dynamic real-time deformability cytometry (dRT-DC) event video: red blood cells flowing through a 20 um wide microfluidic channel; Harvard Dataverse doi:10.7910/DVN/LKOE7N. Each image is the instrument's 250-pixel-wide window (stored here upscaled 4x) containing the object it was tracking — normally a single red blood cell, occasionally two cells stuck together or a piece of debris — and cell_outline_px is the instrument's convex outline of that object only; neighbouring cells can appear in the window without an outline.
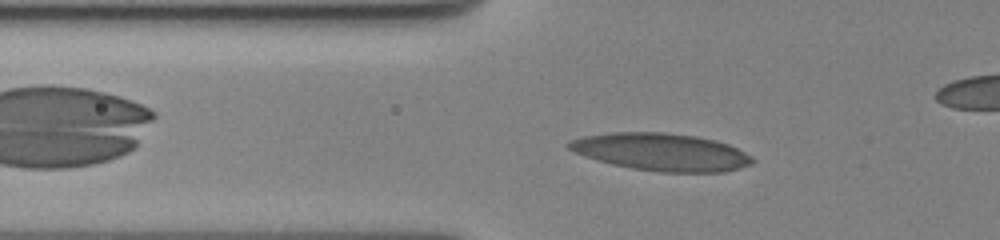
{"species": "human", "species_latin": "Homo sapiens", "temperature_condition": "cold", "stored_images_in_passage": 42, "camera_frame_rate_fps": 3000, "um_per_image_px": 0.085, "donor": {"sex": "female"}, "frame": {"image": 1, "passage_image": 8, "time_ms": 2.333, "image_size_px": [1000, 240], "cell_outline_px": [[756, 160], [752, 164], [740, 168], [724, 172], [660, 172], [632, 168], [612, 164], [584, 156], [568, 148], [564, 144], [568, 140], [584, 136], [612, 132], [664, 132], [696, 136], [716, 140], [728, 144], [752, 156]], "centroid_in_image_um": [56.21, 12.91], "position_along_channel_um": 69.6, "area_um2": 40.23}}
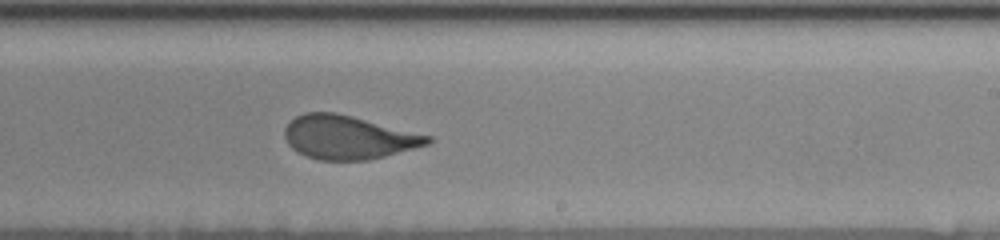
{"frame": {"image": 2, "passage_image": 25, "time_ms": 8.0, "image_size_px": [1000, 240], "cell_outline_px": [[432, 140], [428, 144], [384, 156], [368, 160], [320, 160], [308, 156], [292, 148], [288, 144], [284, 136], [284, 128], [296, 116], [304, 112], [336, 112], [432, 136]], "centroid_in_image_um": [29.58, 11.66], "position_along_channel_um": 259.4, "area_um2": 36.01}}
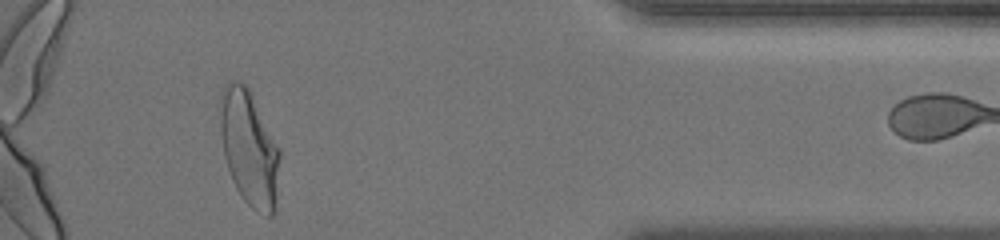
{"frame": {"image": 3, "passage_image": 41, "time_ms": 13.333, "image_size_px": [1000, 240], "cell_outline_px": [[280, 156], [276, 212], [272, 216], [264, 216], [256, 212], [244, 200], [236, 188], [232, 180], [224, 156], [220, 128], [220, 92], [224, 84], [232, 80], [240, 80], [252, 92], [280, 148]], "centroid_in_image_um": [21.2, 12.58], "position_along_channel_um": 414.0, "area_um2": 40.92}}